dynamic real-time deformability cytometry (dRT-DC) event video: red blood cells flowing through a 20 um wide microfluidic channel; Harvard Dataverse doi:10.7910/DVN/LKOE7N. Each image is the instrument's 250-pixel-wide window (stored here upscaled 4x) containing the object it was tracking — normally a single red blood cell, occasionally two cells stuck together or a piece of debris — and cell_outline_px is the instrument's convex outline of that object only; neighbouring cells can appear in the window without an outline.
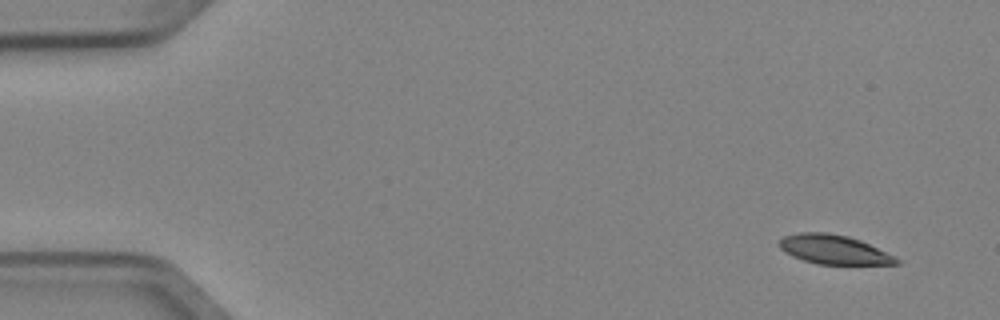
{"species": "Egyptian fruit bat (a non-hibernating species)", "species_latin": "Rousettus aegyptiacus", "temperature_condition": "cold", "stored_images_in_passage": 5, "camera_frame_rate_fps": 3000, "um_per_image_px": 0.085, "animal": {"sex": "female"}, "frame": {"image": 1, "passage_image": 1, "time_ms": 0.0, "image_size_px": [1000, 320], "cell_outline_px": [[900, 264], [816, 264], [792, 256], [784, 252], [776, 244], [784, 236], [800, 232], [824, 232], [848, 236], [860, 240], [900, 260]], "centroid_in_image_um": [70.8, 21.21], "position_along_channel_um": 14.2, "area_um2": 19.71}}
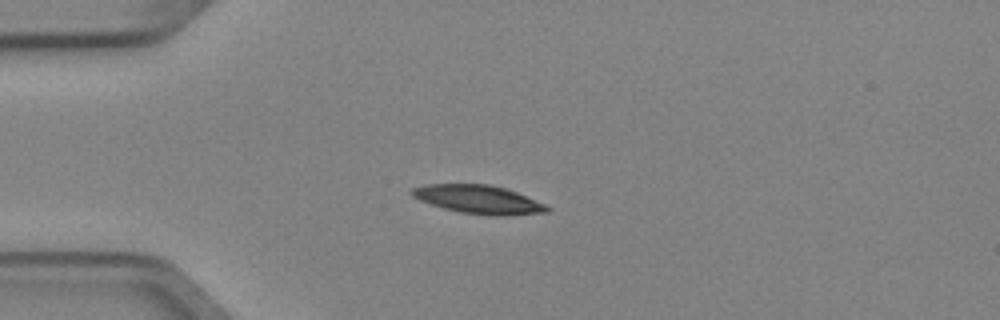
{"frame": {"image": 2, "passage_image": 4, "time_ms": 1.0, "image_size_px": [1000, 320], "cell_outline_px": [[552, 208], [548, 212], [504, 216], [496, 216], [460, 212], [444, 208], [420, 200], [412, 196], [408, 192], [412, 188], [424, 184], [488, 184], [504, 188], [516, 192], [544, 204]], "centroid_in_image_um": [40.65, 16.95], "position_along_channel_um": 44.3, "area_um2": 22.31}}